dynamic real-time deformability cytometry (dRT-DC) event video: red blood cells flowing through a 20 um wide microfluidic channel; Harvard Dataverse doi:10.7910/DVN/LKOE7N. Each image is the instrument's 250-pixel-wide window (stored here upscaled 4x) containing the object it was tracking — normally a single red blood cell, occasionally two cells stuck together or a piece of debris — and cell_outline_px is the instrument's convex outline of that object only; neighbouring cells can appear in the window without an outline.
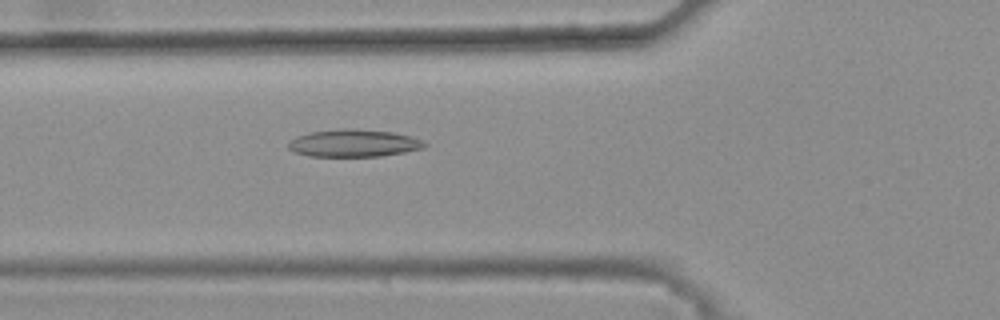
{"species": "common noctule bat (a hibernating species)", "species_latin": "Nyctalus noctula", "temperature_condition": "warm", "stored_images_in_passage": 33, "camera_frame_rate_fps": 3000, "um_per_image_px": 0.085, "animal": {"sex": "female", "body_mass_g": 25.1}, "frame": {"image": 1, "passage_image": 4, "time_ms": 1.0, "image_size_px": [1000, 320], "cell_outline_px": [[428, 144], [424, 148], [404, 152], [380, 156], [308, 156], [296, 152], [288, 148], [288, 144], [296, 136], [308, 132], [340, 128], [352, 128], [392, 132], [412, 136]], "centroid_in_image_um": [30.06, 12.16], "position_along_channel_um": 95.7, "area_um2": 21.79}}
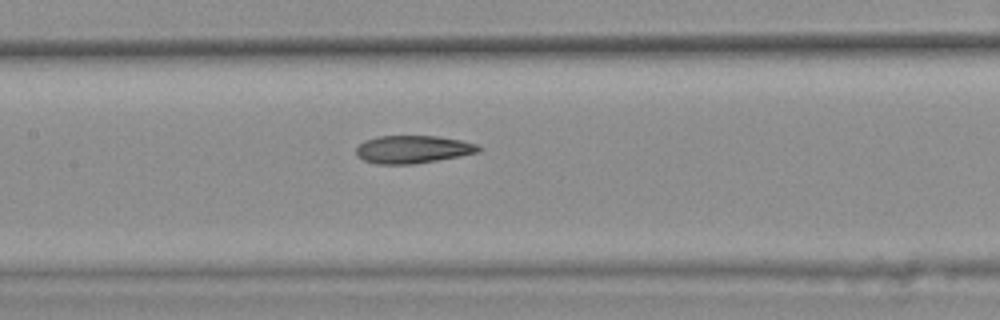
{"frame": {"image": 2, "passage_image": 10, "time_ms": 3.0, "image_size_px": [1000, 320], "cell_outline_px": [[484, 148], [480, 152], [460, 156], [412, 164], [376, 164], [364, 160], [356, 156], [356, 148], [364, 140], [376, 136], [436, 136], [460, 140], [476, 144]], "centroid_in_image_um": [35.08, 12.69], "position_along_channel_um": 172.3, "area_um2": 19.88}}
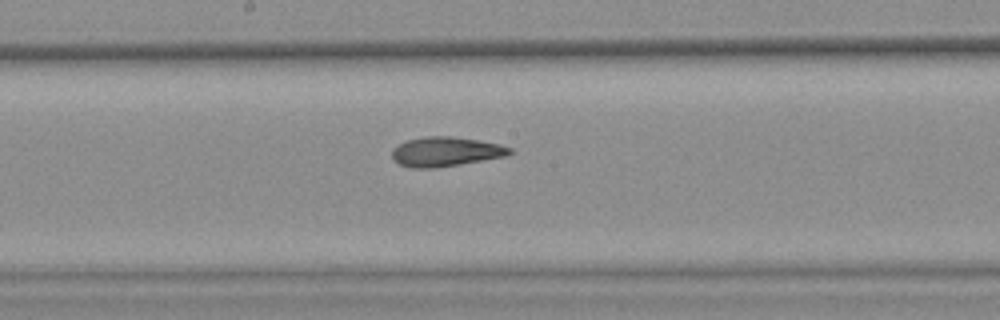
{"frame": {"image": 3, "passage_image": 13, "time_ms": 4.0, "image_size_px": [1000, 320], "cell_outline_px": [[512, 152], [504, 156], [460, 164], [436, 168], [412, 168], [400, 164], [392, 160], [392, 148], [404, 140], [424, 136], [452, 136], [480, 140], [500, 144], [512, 148]], "centroid_in_image_um": [37.83, 12.88], "position_along_channel_um": 210.4, "area_um2": 20.4}, "authors_computed_cell_mechanics": {"area_um2": 20.1144, "velocity_mm_per_s": 3.8119, "shape_relaxation_time_tau1_ms": null, "shape_relaxation_time_tau2_ms": 2.8362, "deformation_change_tau1": null, "deformation_change_tau2": 0.1173}}